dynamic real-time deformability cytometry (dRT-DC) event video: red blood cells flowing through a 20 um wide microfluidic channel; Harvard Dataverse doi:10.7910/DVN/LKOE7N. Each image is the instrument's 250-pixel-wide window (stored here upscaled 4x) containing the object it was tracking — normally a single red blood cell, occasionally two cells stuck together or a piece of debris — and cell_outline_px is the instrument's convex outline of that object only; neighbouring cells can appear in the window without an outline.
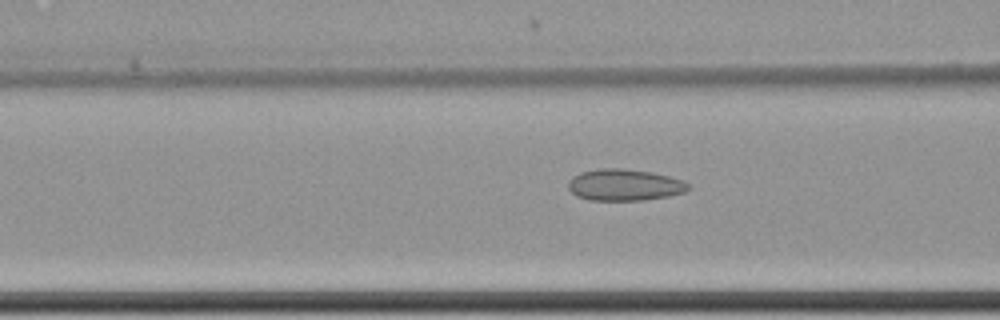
{"species": "common noctule bat (a hibernating species)", "species_latin": "Nyctalus noctula", "temperature_condition": "cold", "stored_images_in_passage": 61, "camera_frame_rate_fps": 3000, "um_per_image_px": 0.085, "animal": {"sex": "female", "body_mass_g": 22.7, "forearm_length_mm": 54.2}, "frame": {"image": 1, "passage_image": 26, "time_ms": 8.333, "image_size_px": [1000, 320], "cell_outline_px": [[692, 188], [684, 192], [668, 196], [644, 200], [588, 200], [576, 196], [568, 188], [568, 180], [572, 176], [580, 172], [600, 168], [624, 168], [652, 172], [684, 180]], "centroid_in_image_um": [53.07, 15.71], "position_along_channel_um": 113.5, "area_um2": 22.31}}
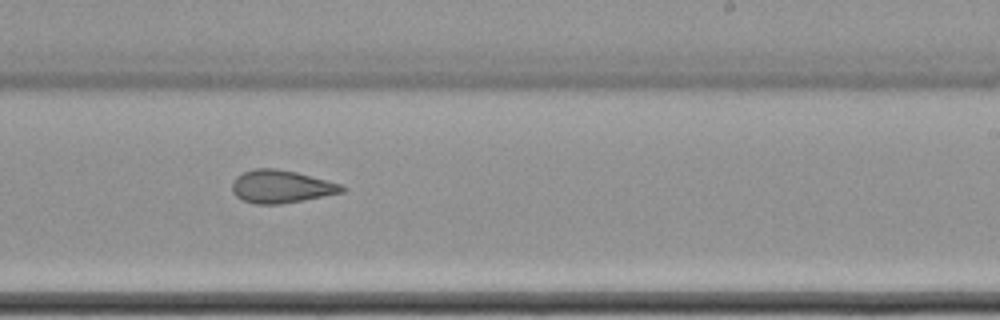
{"frame": {"image": 2, "passage_image": 39, "time_ms": 12.667, "image_size_px": [1000, 320], "cell_outline_px": [[344, 192], [304, 200], [280, 204], [256, 204], [244, 200], [236, 196], [232, 192], [232, 184], [236, 176], [244, 172], [256, 168], [272, 168], [296, 172], [340, 184], [344, 188]], "centroid_in_image_um": [23.87, 15.86], "position_along_channel_um": 265.1, "area_um2": 20.75}}
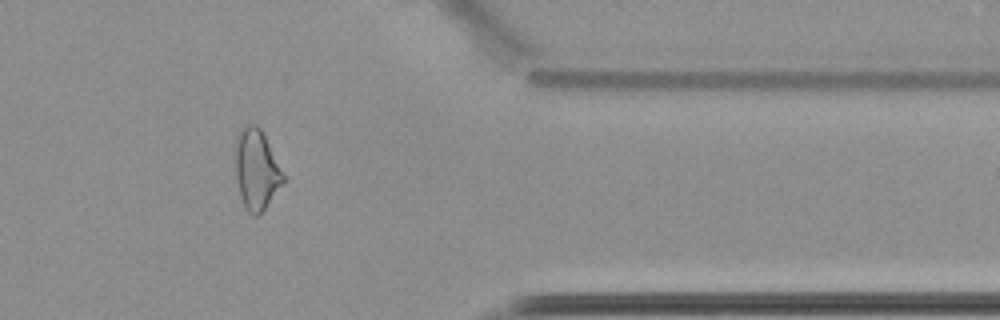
{"frame": {"image": 3, "passage_image": 51, "time_ms": 16.667, "image_size_px": [1000, 320], "cell_outline_px": [[288, 180], [264, 208], [256, 216], [252, 216], [244, 208], [240, 196], [236, 180], [236, 136], [248, 124], [256, 124], [260, 128]], "centroid_in_image_um": [21.83, 14.45], "position_along_channel_um": 389.6, "area_um2": 22.43}}